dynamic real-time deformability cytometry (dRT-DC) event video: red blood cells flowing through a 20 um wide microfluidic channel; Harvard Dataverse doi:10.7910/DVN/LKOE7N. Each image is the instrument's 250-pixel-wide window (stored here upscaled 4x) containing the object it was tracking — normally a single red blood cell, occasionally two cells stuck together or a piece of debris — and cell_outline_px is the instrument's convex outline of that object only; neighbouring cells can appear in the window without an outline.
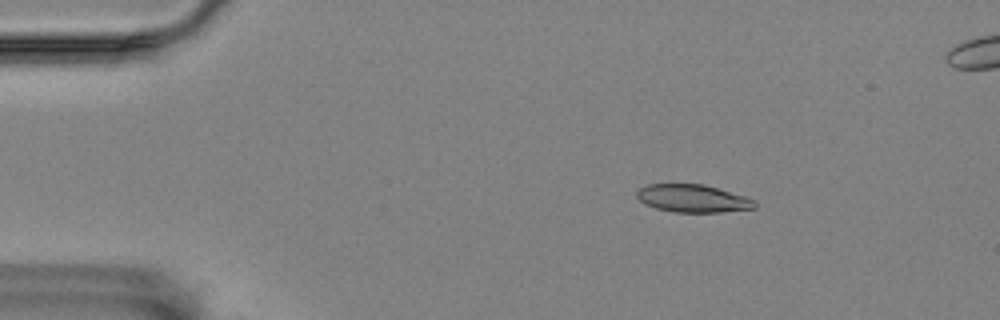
{"species": "Egyptian fruit bat (a non-hibernating species)", "species_latin": "Rousettus aegyptiacus", "temperature_condition": "room temperature", "stored_images_in_passage": 4, "camera_frame_rate_fps": 3000, "um_per_image_px": 0.085, "animal": {"sex": "female"}, "frame": {"image": 1, "passage_image": 1, "time_ms": 0.0, "image_size_px": [1000, 320], "cell_outline_px": [[756, 208], [720, 212], [676, 212], [656, 208], [644, 204], [636, 196], [636, 192], [640, 188], [648, 184], [704, 184], [744, 196], [756, 200]], "centroid_in_image_um": [58.88, 16.86], "position_along_channel_um": 26.1, "area_um2": 19.02}}